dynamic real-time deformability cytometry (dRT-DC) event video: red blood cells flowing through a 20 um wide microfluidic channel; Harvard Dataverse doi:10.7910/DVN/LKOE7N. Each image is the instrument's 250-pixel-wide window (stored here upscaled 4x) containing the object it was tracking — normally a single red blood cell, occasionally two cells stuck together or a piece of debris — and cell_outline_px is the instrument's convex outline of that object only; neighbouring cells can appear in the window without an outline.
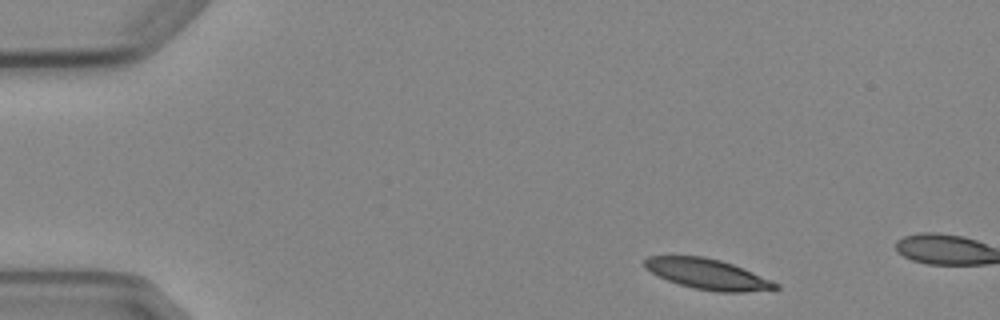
{"species": "Egyptian fruit bat (a non-hibernating species)", "species_latin": "Rousettus aegyptiacus", "temperature_condition": "cold", "stored_images_in_passage": 3, "camera_frame_rate_fps": 3000, "um_per_image_px": 0.085, "animal": {"sex": "female"}, "frame": {"image": 1, "passage_image": 1, "time_ms": 0.0, "image_size_px": [1000, 320], "cell_outline_px": [[780, 288], [744, 292], [716, 292], [692, 288], [668, 280], [644, 268], [644, 260], [648, 256], [704, 256], [720, 260], [732, 264], [752, 272], [780, 284]], "centroid_in_image_um": [60.14, 23.3], "position_along_channel_um": 24.9, "area_um2": 23.0}}